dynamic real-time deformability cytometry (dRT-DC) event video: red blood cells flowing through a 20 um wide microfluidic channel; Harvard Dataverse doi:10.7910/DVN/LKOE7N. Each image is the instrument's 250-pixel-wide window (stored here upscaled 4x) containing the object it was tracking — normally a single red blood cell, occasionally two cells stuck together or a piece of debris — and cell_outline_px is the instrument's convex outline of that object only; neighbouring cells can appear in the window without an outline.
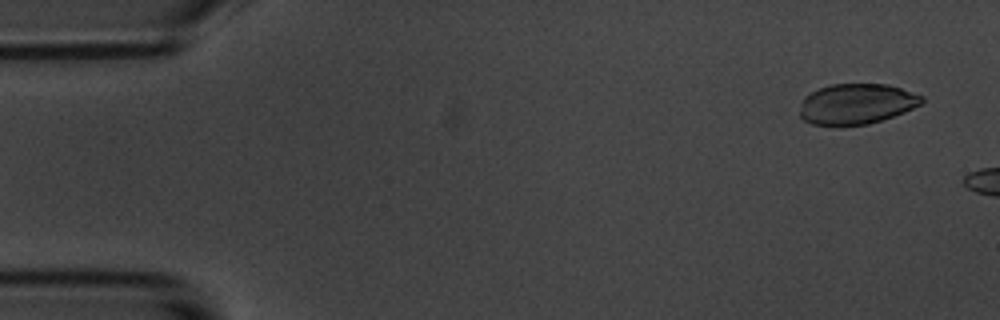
{"species": "common noctule bat (a hibernating species)", "species_latin": "Nyctalus noctula", "temperature_condition": "room temperature", "stored_images_in_passage": 7, "camera_frame_rate_fps": 3000, "um_per_image_px": 0.085, "animal": {"sex": "male", "body_mass_g": 20.1, "forearm_length_mm": 53.5}, "frame": {"image": 1, "passage_image": 3, "time_ms": 0.667, "image_size_px": [1000, 320], "cell_outline_px": [[924, 100], [920, 104], [904, 112], [868, 124], [836, 128], [812, 124], [804, 120], [800, 116], [800, 112], [804, 96], [820, 88], [832, 84], [888, 84], [924, 96]], "centroid_in_image_um": [72.77, 8.86], "position_along_channel_um": 12.2, "area_um2": 29.07}}